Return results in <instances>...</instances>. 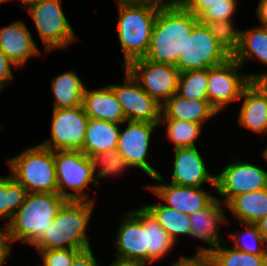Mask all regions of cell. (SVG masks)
<instances>
[{"mask_svg": "<svg viewBox=\"0 0 267 266\" xmlns=\"http://www.w3.org/2000/svg\"><path fill=\"white\" fill-rule=\"evenodd\" d=\"M199 18L181 3L160 7L145 59L176 66Z\"/></svg>", "mask_w": 267, "mask_h": 266, "instance_id": "1", "label": "cell"}, {"mask_svg": "<svg viewBox=\"0 0 267 266\" xmlns=\"http://www.w3.org/2000/svg\"><path fill=\"white\" fill-rule=\"evenodd\" d=\"M66 201L58 193H27L6 226L10 243L22 240L24 244L35 246Z\"/></svg>", "mask_w": 267, "mask_h": 266, "instance_id": "2", "label": "cell"}, {"mask_svg": "<svg viewBox=\"0 0 267 266\" xmlns=\"http://www.w3.org/2000/svg\"><path fill=\"white\" fill-rule=\"evenodd\" d=\"M95 201H66L59 209L44 237L34 246L37 250L76 249L90 247L87 226Z\"/></svg>", "mask_w": 267, "mask_h": 266, "instance_id": "3", "label": "cell"}, {"mask_svg": "<svg viewBox=\"0 0 267 266\" xmlns=\"http://www.w3.org/2000/svg\"><path fill=\"white\" fill-rule=\"evenodd\" d=\"M118 4V38L124 53L123 65L144 58L148 52L152 29L160 7L147 3Z\"/></svg>", "mask_w": 267, "mask_h": 266, "instance_id": "4", "label": "cell"}, {"mask_svg": "<svg viewBox=\"0 0 267 266\" xmlns=\"http://www.w3.org/2000/svg\"><path fill=\"white\" fill-rule=\"evenodd\" d=\"M7 164L27 193H58L53 150L38 144L8 159Z\"/></svg>", "mask_w": 267, "mask_h": 266, "instance_id": "5", "label": "cell"}, {"mask_svg": "<svg viewBox=\"0 0 267 266\" xmlns=\"http://www.w3.org/2000/svg\"><path fill=\"white\" fill-rule=\"evenodd\" d=\"M58 194L67 201H94L84 193L90 183L96 187L93 164L90 157L78 150L54 151ZM67 188L74 192L66 191Z\"/></svg>", "mask_w": 267, "mask_h": 266, "instance_id": "6", "label": "cell"}, {"mask_svg": "<svg viewBox=\"0 0 267 266\" xmlns=\"http://www.w3.org/2000/svg\"><path fill=\"white\" fill-rule=\"evenodd\" d=\"M27 11L46 52L66 48L70 43L76 42L77 36L65 17L60 0H39Z\"/></svg>", "mask_w": 267, "mask_h": 266, "instance_id": "7", "label": "cell"}, {"mask_svg": "<svg viewBox=\"0 0 267 266\" xmlns=\"http://www.w3.org/2000/svg\"><path fill=\"white\" fill-rule=\"evenodd\" d=\"M125 69L160 105L177 93L180 71L174 65L138 58L131 61Z\"/></svg>", "mask_w": 267, "mask_h": 266, "instance_id": "8", "label": "cell"}, {"mask_svg": "<svg viewBox=\"0 0 267 266\" xmlns=\"http://www.w3.org/2000/svg\"><path fill=\"white\" fill-rule=\"evenodd\" d=\"M231 56L213 37L206 24L198 23L189 38L176 67L181 72L209 69L226 62Z\"/></svg>", "mask_w": 267, "mask_h": 266, "instance_id": "9", "label": "cell"}, {"mask_svg": "<svg viewBox=\"0 0 267 266\" xmlns=\"http://www.w3.org/2000/svg\"><path fill=\"white\" fill-rule=\"evenodd\" d=\"M51 139L40 143L53 151H82L89 117L81 106L53 109Z\"/></svg>", "mask_w": 267, "mask_h": 266, "instance_id": "10", "label": "cell"}, {"mask_svg": "<svg viewBox=\"0 0 267 266\" xmlns=\"http://www.w3.org/2000/svg\"><path fill=\"white\" fill-rule=\"evenodd\" d=\"M233 57L208 69L207 100L220 112L232 101H240L243 89L248 85L247 73Z\"/></svg>", "mask_w": 267, "mask_h": 266, "instance_id": "11", "label": "cell"}, {"mask_svg": "<svg viewBox=\"0 0 267 266\" xmlns=\"http://www.w3.org/2000/svg\"><path fill=\"white\" fill-rule=\"evenodd\" d=\"M215 176L225 206L237 195L267 188V171L246 161L231 162Z\"/></svg>", "mask_w": 267, "mask_h": 266, "instance_id": "12", "label": "cell"}, {"mask_svg": "<svg viewBox=\"0 0 267 266\" xmlns=\"http://www.w3.org/2000/svg\"><path fill=\"white\" fill-rule=\"evenodd\" d=\"M127 127L119 132L117 150L130 167L142 169L151 178L160 174L147 161L150 138L153 130L160 125L146 121H125Z\"/></svg>", "mask_w": 267, "mask_h": 266, "instance_id": "13", "label": "cell"}, {"mask_svg": "<svg viewBox=\"0 0 267 266\" xmlns=\"http://www.w3.org/2000/svg\"><path fill=\"white\" fill-rule=\"evenodd\" d=\"M124 73L123 84L109 86L122 107L125 120L159 123L162 105L149 96L126 69Z\"/></svg>", "mask_w": 267, "mask_h": 266, "instance_id": "14", "label": "cell"}, {"mask_svg": "<svg viewBox=\"0 0 267 266\" xmlns=\"http://www.w3.org/2000/svg\"><path fill=\"white\" fill-rule=\"evenodd\" d=\"M158 182L156 185H148V189L166 202V205L183 214L194 212L207 207L216 197L204 191L201 187L180 186L173 183H163L161 174L153 177Z\"/></svg>", "mask_w": 267, "mask_h": 266, "instance_id": "15", "label": "cell"}, {"mask_svg": "<svg viewBox=\"0 0 267 266\" xmlns=\"http://www.w3.org/2000/svg\"><path fill=\"white\" fill-rule=\"evenodd\" d=\"M116 234L117 257L137 260L148 265L146 232L142 225V207L124 213Z\"/></svg>", "mask_w": 267, "mask_h": 266, "instance_id": "16", "label": "cell"}, {"mask_svg": "<svg viewBox=\"0 0 267 266\" xmlns=\"http://www.w3.org/2000/svg\"><path fill=\"white\" fill-rule=\"evenodd\" d=\"M174 153L170 183L192 187L208 183L216 189V176L208 173L204 159L196 147L175 148Z\"/></svg>", "mask_w": 267, "mask_h": 266, "instance_id": "17", "label": "cell"}, {"mask_svg": "<svg viewBox=\"0 0 267 266\" xmlns=\"http://www.w3.org/2000/svg\"><path fill=\"white\" fill-rule=\"evenodd\" d=\"M0 50L17 68L23 67L29 58L40 55L31 32L22 21L0 27Z\"/></svg>", "mask_w": 267, "mask_h": 266, "instance_id": "18", "label": "cell"}, {"mask_svg": "<svg viewBox=\"0 0 267 266\" xmlns=\"http://www.w3.org/2000/svg\"><path fill=\"white\" fill-rule=\"evenodd\" d=\"M221 205L220 200L216 197L207 207L189 215L190 235L209 245V247H198V251H210L224 242L217 229L218 224L227 222Z\"/></svg>", "mask_w": 267, "mask_h": 266, "instance_id": "19", "label": "cell"}, {"mask_svg": "<svg viewBox=\"0 0 267 266\" xmlns=\"http://www.w3.org/2000/svg\"><path fill=\"white\" fill-rule=\"evenodd\" d=\"M82 107L89 118L124 124L125 116L113 89L105 87L88 90L85 88Z\"/></svg>", "mask_w": 267, "mask_h": 266, "instance_id": "20", "label": "cell"}, {"mask_svg": "<svg viewBox=\"0 0 267 266\" xmlns=\"http://www.w3.org/2000/svg\"><path fill=\"white\" fill-rule=\"evenodd\" d=\"M217 110L208 100H190L175 93L161 108V119H176L203 125Z\"/></svg>", "mask_w": 267, "mask_h": 266, "instance_id": "21", "label": "cell"}, {"mask_svg": "<svg viewBox=\"0 0 267 266\" xmlns=\"http://www.w3.org/2000/svg\"><path fill=\"white\" fill-rule=\"evenodd\" d=\"M118 123L89 118L82 152L88 157L117 149L120 127Z\"/></svg>", "mask_w": 267, "mask_h": 266, "instance_id": "22", "label": "cell"}, {"mask_svg": "<svg viewBox=\"0 0 267 266\" xmlns=\"http://www.w3.org/2000/svg\"><path fill=\"white\" fill-rule=\"evenodd\" d=\"M240 99L243 103L238 117L239 124L257 134H267V101L265 98L247 85Z\"/></svg>", "mask_w": 267, "mask_h": 266, "instance_id": "23", "label": "cell"}, {"mask_svg": "<svg viewBox=\"0 0 267 266\" xmlns=\"http://www.w3.org/2000/svg\"><path fill=\"white\" fill-rule=\"evenodd\" d=\"M226 207L241 223L257 224L267 215V188L237 195Z\"/></svg>", "mask_w": 267, "mask_h": 266, "instance_id": "24", "label": "cell"}, {"mask_svg": "<svg viewBox=\"0 0 267 266\" xmlns=\"http://www.w3.org/2000/svg\"><path fill=\"white\" fill-rule=\"evenodd\" d=\"M51 87L55 96L54 109L73 108L82 105L86 87L73 70L53 78Z\"/></svg>", "mask_w": 267, "mask_h": 266, "instance_id": "25", "label": "cell"}, {"mask_svg": "<svg viewBox=\"0 0 267 266\" xmlns=\"http://www.w3.org/2000/svg\"><path fill=\"white\" fill-rule=\"evenodd\" d=\"M240 31V44L233 58L242 67L252 58H256L267 65V27L259 25L255 28Z\"/></svg>", "mask_w": 267, "mask_h": 266, "instance_id": "26", "label": "cell"}, {"mask_svg": "<svg viewBox=\"0 0 267 266\" xmlns=\"http://www.w3.org/2000/svg\"><path fill=\"white\" fill-rule=\"evenodd\" d=\"M142 225L146 232L148 264H151L168 254L172 247L175 246V242L143 206Z\"/></svg>", "mask_w": 267, "mask_h": 266, "instance_id": "27", "label": "cell"}, {"mask_svg": "<svg viewBox=\"0 0 267 266\" xmlns=\"http://www.w3.org/2000/svg\"><path fill=\"white\" fill-rule=\"evenodd\" d=\"M176 243L178 235H190L189 215L162 203L143 206Z\"/></svg>", "mask_w": 267, "mask_h": 266, "instance_id": "28", "label": "cell"}, {"mask_svg": "<svg viewBox=\"0 0 267 266\" xmlns=\"http://www.w3.org/2000/svg\"><path fill=\"white\" fill-rule=\"evenodd\" d=\"M226 246L222 242L208 251L213 266H267V255H254Z\"/></svg>", "mask_w": 267, "mask_h": 266, "instance_id": "29", "label": "cell"}, {"mask_svg": "<svg viewBox=\"0 0 267 266\" xmlns=\"http://www.w3.org/2000/svg\"><path fill=\"white\" fill-rule=\"evenodd\" d=\"M27 195L26 189L11 175L0 177V219H8L7 226L13 215L23 204Z\"/></svg>", "mask_w": 267, "mask_h": 266, "instance_id": "30", "label": "cell"}, {"mask_svg": "<svg viewBox=\"0 0 267 266\" xmlns=\"http://www.w3.org/2000/svg\"><path fill=\"white\" fill-rule=\"evenodd\" d=\"M208 69L181 72L177 93L190 100H207Z\"/></svg>", "mask_w": 267, "mask_h": 266, "instance_id": "31", "label": "cell"}, {"mask_svg": "<svg viewBox=\"0 0 267 266\" xmlns=\"http://www.w3.org/2000/svg\"><path fill=\"white\" fill-rule=\"evenodd\" d=\"M166 125V134L175 148L196 147L195 141L202 131V125L176 119H160Z\"/></svg>", "mask_w": 267, "mask_h": 266, "instance_id": "32", "label": "cell"}, {"mask_svg": "<svg viewBox=\"0 0 267 266\" xmlns=\"http://www.w3.org/2000/svg\"><path fill=\"white\" fill-rule=\"evenodd\" d=\"M90 158L92 160L97 186L100 179L113 174H115V176L116 174H122L127 167H130L127 161L119 154L117 149L94 154ZM98 168H100V170L96 173V169Z\"/></svg>", "mask_w": 267, "mask_h": 266, "instance_id": "33", "label": "cell"}, {"mask_svg": "<svg viewBox=\"0 0 267 266\" xmlns=\"http://www.w3.org/2000/svg\"><path fill=\"white\" fill-rule=\"evenodd\" d=\"M232 21L233 20H221L209 22L207 24L213 37L231 57L238 51L241 35V31L234 28V22Z\"/></svg>", "mask_w": 267, "mask_h": 266, "instance_id": "34", "label": "cell"}, {"mask_svg": "<svg viewBox=\"0 0 267 266\" xmlns=\"http://www.w3.org/2000/svg\"><path fill=\"white\" fill-rule=\"evenodd\" d=\"M245 225L247 229L243 231L242 235L230 234V237L235 240L233 247L254 255H267V245L259 232L257 224L246 223Z\"/></svg>", "mask_w": 267, "mask_h": 266, "instance_id": "35", "label": "cell"}, {"mask_svg": "<svg viewBox=\"0 0 267 266\" xmlns=\"http://www.w3.org/2000/svg\"><path fill=\"white\" fill-rule=\"evenodd\" d=\"M237 1L238 0L218 1L198 16L199 22L207 25L209 22L232 20L237 10Z\"/></svg>", "mask_w": 267, "mask_h": 266, "instance_id": "36", "label": "cell"}, {"mask_svg": "<svg viewBox=\"0 0 267 266\" xmlns=\"http://www.w3.org/2000/svg\"><path fill=\"white\" fill-rule=\"evenodd\" d=\"M80 251L76 249L38 250L43 259V266H71Z\"/></svg>", "mask_w": 267, "mask_h": 266, "instance_id": "37", "label": "cell"}, {"mask_svg": "<svg viewBox=\"0 0 267 266\" xmlns=\"http://www.w3.org/2000/svg\"><path fill=\"white\" fill-rule=\"evenodd\" d=\"M211 262L208 251H198L194 257H179L176 262H172V266H207Z\"/></svg>", "mask_w": 267, "mask_h": 266, "instance_id": "38", "label": "cell"}, {"mask_svg": "<svg viewBox=\"0 0 267 266\" xmlns=\"http://www.w3.org/2000/svg\"><path fill=\"white\" fill-rule=\"evenodd\" d=\"M12 65L14 68L17 66L0 50V91L8 86L10 80L13 79Z\"/></svg>", "mask_w": 267, "mask_h": 266, "instance_id": "39", "label": "cell"}, {"mask_svg": "<svg viewBox=\"0 0 267 266\" xmlns=\"http://www.w3.org/2000/svg\"><path fill=\"white\" fill-rule=\"evenodd\" d=\"M247 76L248 85L267 101V71Z\"/></svg>", "mask_w": 267, "mask_h": 266, "instance_id": "40", "label": "cell"}, {"mask_svg": "<svg viewBox=\"0 0 267 266\" xmlns=\"http://www.w3.org/2000/svg\"><path fill=\"white\" fill-rule=\"evenodd\" d=\"M218 1L220 0H175V3H181L188 11L198 17L204 10Z\"/></svg>", "mask_w": 267, "mask_h": 266, "instance_id": "41", "label": "cell"}, {"mask_svg": "<svg viewBox=\"0 0 267 266\" xmlns=\"http://www.w3.org/2000/svg\"><path fill=\"white\" fill-rule=\"evenodd\" d=\"M71 266H100L91 248L81 250L74 258Z\"/></svg>", "mask_w": 267, "mask_h": 266, "instance_id": "42", "label": "cell"}, {"mask_svg": "<svg viewBox=\"0 0 267 266\" xmlns=\"http://www.w3.org/2000/svg\"><path fill=\"white\" fill-rule=\"evenodd\" d=\"M9 237L6 226H0V266H3V263L7 259L8 255H10V251L12 250L11 246L9 245Z\"/></svg>", "mask_w": 267, "mask_h": 266, "instance_id": "43", "label": "cell"}, {"mask_svg": "<svg viewBox=\"0 0 267 266\" xmlns=\"http://www.w3.org/2000/svg\"><path fill=\"white\" fill-rule=\"evenodd\" d=\"M256 14L261 22V25L267 27V0H259Z\"/></svg>", "mask_w": 267, "mask_h": 266, "instance_id": "44", "label": "cell"}, {"mask_svg": "<svg viewBox=\"0 0 267 266\" xmlns=\"http://www.w3.org/2000/svg\"><path fill=\"white\" fill-rule=\"evenodd\" d=\"M116 1H121L125 3H147L158 7H163L175 3V0H116Z\"/></svg>", "mask_w": 267, "mask_h": 266, "instance_id": "45", "label": "cell"}, {"mask_svg": "<svg viewBox=\"0 0 267 266\" xmlns=\"http://www.w3.org/2000/svg\"><path fill=\"white\" fill-rule=\"evenodd\" d=\"M115 259L116 260H114L110 266H146L144 263L137 260L126 259L117 256Z\"/></svg>", "mask_w": 267, "mask_h": 266, "instance_id": "46", "label": "cell"}, {"mask_svg": "<svg viewBox=\"0 0 267 266\" xmlns=\"http://www.w3.org/2000/svg\"><path fill=\"white\" fill-rule=\"evenodd\" d=\"M257 226L265 244L267 245V215L257 223Z\"/></svg>", "mask_w": 267, "mask_h": 266, "instance_id": "47", "label": "cell"}, {"mask_svg": "<svg viewBox=\"0 0 267 266\" xmlns=\"http://www.w3.org/2000/svg\"><path fill=\"white\" fill-rule=\"evenodd\" d=\"M12 0H1V3L5 2H11ZM23 2L26 6L24 7L26 10L31 8L34 4H36L39 0H20Z\"/></svg>", "mask_w": 267, "mask_h": 266, "instance_id": "48", "label": "cell"}, {"mask_svg": "<svg viewBox=\"0 0 267 266\" xmlns=\"http://www.w3.org/2000/svg\"><path fill=\"white\" fill-rule=\"evenodd\" d=\"M263 156L267 162V148H265V150L263 151Z\"/></svg>", "mask_w": 267, "mask_h": 266, "instance_id": "49", "label": "cell"}]
</instances>
